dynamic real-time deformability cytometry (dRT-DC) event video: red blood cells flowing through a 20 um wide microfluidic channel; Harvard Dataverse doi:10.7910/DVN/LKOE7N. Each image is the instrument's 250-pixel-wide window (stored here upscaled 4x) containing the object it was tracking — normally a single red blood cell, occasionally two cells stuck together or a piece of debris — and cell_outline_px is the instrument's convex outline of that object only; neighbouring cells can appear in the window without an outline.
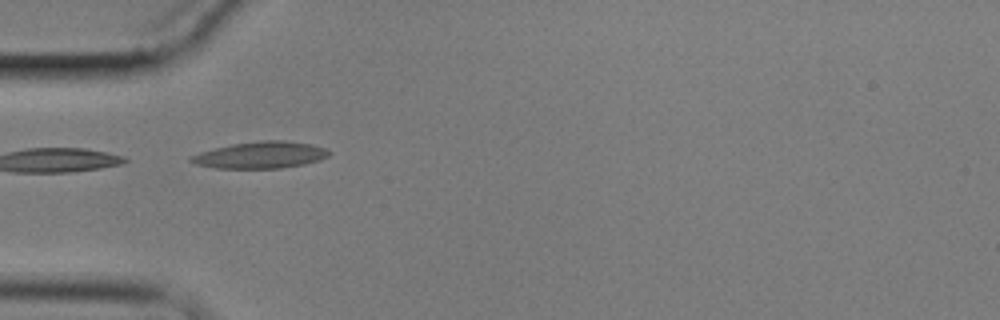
{"species": "common noctule bat (a hibernating species)", "species_latin": "Nyctalus noctula", "temperature_condition": "cold", "stored_images_in_passage": 3, "camera_frame_rate_fps": 3000, "um_per_image_px": 0.085, "animal": {"sex": "male", "body_mass_g": 17.9}, "frame": {"image": 1, "passage_image": 2, "time_ms": 1.0, "image_size_px": [1000, 320], "cell_outline_px": [[332, 152], [328, 156], [320, 160], [304, 164], [280, 168], [216, 168], [196, 164], [188, 160], [188, 156], [200, 152], [232, 144], [264, 140], [284, 140], [312, 144], [324, 148]], "centroid_in_image_um": [22.15, 13.17], "position_along_channel_um": 62.8, "area_um2": 21.44}}
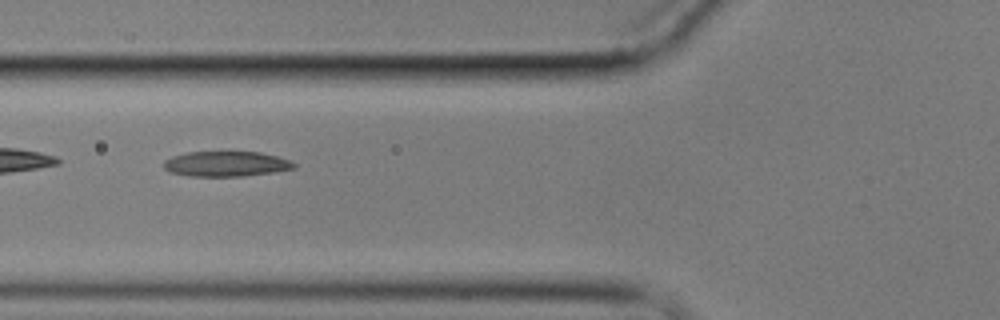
{"frame": {"image": 2, "passage_image": 3, "time_ms": 2.333, "image_size_px": [1000, 320], "cell_outline_px": [[296, 168], [276, 172], [244, 176], [188, 176], [168, 172], [164, 168], [164, 160], [172, 156], [188, 152], [260, 152], [276, 156], [288, 160], [296, 164]], "centroid_in_image_um": [19.21, 13.94], "position_along_channel_um": 106.6, "area_um2": 19.19}}